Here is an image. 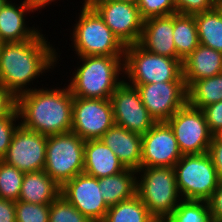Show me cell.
<instances>
[{"label": "cell", "instance_id": "1", "mask_svg": "<svg viewBox=\"0 0 222 222\" xmlns=\"http://www.w3.org/2000/svg\"><path fill=\"white\" fill-rule=\"evenodd\" d=\"M42 31L30 40L0 45V83L17 98L37 88L34 83L42 82L38 78L52 74L62 60L59 48Z\"/></svg>", "mask_w": 222, "mask_h": 222}, {"label": "cell", "instance_id": "2", "mask_svg": "<svg viewBox=\"0 0 222 222\" xmlns=\"http://www.w3.org/2000/svg\"><path fill=\"white\" fill-rule=\"evenodd\" d=\"M43 85L17 98L20 124L46 136L71 132L73 95L68 85Z\"/></svg>", "mask_w": 222, "mask_h": 222}, {"label": "cell", "instance_id": "3", "mask_svg": "<svg viewBox=\"0 0 222 222\" xmlns=\"http://www.w3.org/2000/svg\"><path fill=\"white\" fill-rule=\"evenodd\" d=\"M76 57L78 67L67 81L73 97L110 99L124 81V56Z\"/></svg>", "mask_w": 222, "mask_h": 222}, {"label": "cell", "instance_id": "4", "mask_svg": "<svg viewBox=\"0 0 222 222\" xmlns=\"http://www.w3.org/2000/svg\"><path fill=\"white\" fill-rule=\"evenodd\" d=\"M76 23L69 28L75 56H124L125 46L104 23L99 14L85 1L81 2Z\"/></svg>", "mask_w": 222, "mask_h": 222}, {"label": "cell", "instance_id": "5", "mask_svg": "<svg viewBox=\"0 0 222 222\" xmlns=\"http://www.w3.org/2000/svg\"><path fill=\"white\" fill-rule=\"evenodd\" d=\"M136 195L156 220H166L182 201L174 167H141Z\"/></svg>", "mask_w": 222, "mask_h": 222}, {"label": "cell", "instance_id": "6", "mask_svg": "<svg viewBox=\"0 0 222 222\" xmlns=\"http://www.w3.org/2000/svg\"><path fill=\"white\" fill-rule=\"evenodd\" d=\"M124 80L136 87L148 83L184 81L182 61L148 52L138 43L125 46Z\"/></svg>", "mask_w": 222, "mask_h": 222}, {"label": "cell", "instance_id": "7", "mask_svg": "<svg viewBox=\"0 0 222 222\" xmlns=\"http://www.w3.org/2000/svg\"><path fill=\"white\" fill-rule=\"evenodd\" d=\"M174 171L182 200L208 201L221 183L208 152L183 155Z\"/></svg>", "mask_w": 222, "mask_h": 222}, {"label": "cell", "instance_id": "8", "mask_svg": "<svg viewBox=\"0 0 222 222\" xmlns=\"http://www.w3.org/2000/svg\"><path fill=\"white\" fill-rule=\"evenodd\" d=\"M85 141L73 132L47 136L44 171L62 187L84 170Z\"/></svg>", "mask_w": 222, "mask_h": 222}, {"label": "cell", "instance_id": "9", "mask_svg": "<svg viewBox=\"0 0 222 222\" xmlns=\"http://www.w3.org/2000/svg\"><path fill=\"white\" fill-rule=\"evenodd\" d=\"M172 128L182 155L208 152L213 134L202 109L186 103L166 121Z\"/></svg>", "mask_w": 222, "mask_h": 222}, {"label": "cell", "instance_id": "10", "mask_svg": "<svg viewBox=\"0 0 222 222\" xmlns=\"http://www.w3.org/2000/svg\"><path fill=\"white\" fill-rule=\"evenodd\" d=\"M124 46L137 44L144 19L138 6L115 0H86Z\"/></svg>", "mask_w": 222, "mask_h": 222}, {"label": "cell", "instance_id": "11", "mask_svg": "<svg viewBox=\"0 0 222 222\" xmlns=\"http://www.w3.org/2000/svg\"><path fill=\"white\" fill-rule=\"evenodd\" d=\"M114 124L110 99L73 97L71 132L84 141L100 139Z\"/></svg>", "mask_w": 222, "mask_h": 222}, {"label": "cell", "instance_id": "12", "mask_svg": "<svg viewBox=\"0 0 222 222\" xmlns=\"http://www.w3.org/2000/svg\"><path fill=\"white\" fill-rule=\"evenodd\" d=\"M115 125L145 134L157 122L143 105L139 91L125 80L110 97Z\"/></svg>", "mask_w": 222, "mask_h": 222}, {"label": "cell", "instance_id": "13", "mask_svg": "<svg viewBox=\"0 0 222 222\" xmlns=\"http://www.w3.org/2000/svg\"><path fill=\"white\" fill-rule=\"evenodd\" d=\"M141 101L157 122L167 121L187 103L184 81H166L137 85Z\"/></svg>", "mask_w": 222, "mask_h": 222}, {"label": "cell", "instance_id": "14", "mask_svg": "<svg viewBox=\"0 0 222 222\" xmlns=\"http://www.w3.org/2000/svg\"><path fill=\"white\" fill-rule=\"evenodd\" d=\"M46 146V135L28 130L20 124L2 160L23 172L41 171L45 166Z\"/></svg>", "mask_w": 222, "mask_h": 222}, {"label": "cell", "instance_id": "15", "mask_svg": "<svg viewBox=\"0 0 222 222\" xmlns=\"http://www.w3.org/2000/svg\"><path fill=\"white\" fill-rule=\"evenodd\" d=\"M141 136V167H174L183 156L166 121L156 122Z\"/></svg>", "mask_w": 222, "mask_h": 222}, {"label": "cell", "instance_id": "16", "mask_svg": "<svg viewBox=\"0 0 222 222\" xmlns=\"http://www.w3.org/2000/svg\"><path fill=\"white\" fill-rule=\"evenodd\" d=\"M61 194L93 222H102L109 209L101 195L98 178L84 172L67 181L61 187Z\"/></svg>", "mask_w": 222, "mask_h": 222}, {"label": "cell", "instance_id": "17", "mask_svg": "<svg viewBox=\"0 0 222 222\" xmlns=\"http://www.w3.org/2000/svg\"><path fill=\"white\" fill-rule=\"evenodd\" d=\"M15 1V2H14ZM7 0L0 9V37L2 43L22 42L34 38L42 29L29 25L28 14L37 10L26 0ZM28 19V21H27ZM28 23V24H27Z\"/></svg>", "mask_w": 222, "mask_h": 222}, {"label": "cell", "instance_id": "18", "mask_svg": "<svg viewBox=\"0 0 222 222\" xmlns=\"http://www.w3.org/2000/svg\"><path fill=\"white\" fill-rule=\"evenodd\" d=\"M138 44L148 52L177 58L173 39V14L145 19Z\"/></svg>", "mask_w": 222, "mask_h": 222}, {"label": "cell", "instance_id": "19", "mask_svg": "<svg viewBox=\"0 0 222 222\" xmlns=\"http://www.w3.org/2000/svg\"><path fill=\"white\" fill-rule=\"evenodd\" d=\"M110 147L125 168H141L142 136L118 125H113L100 138Z\"/></svg>", "mask_w": 222, "mask_h": 222}, {"label": "cell", "instance_id": "20", "mask_svg": "<svg viewBox=\"0 0 222 222\" xmlns=\"http://www.w3.org/2000/svg\"><path fill=\"white\" fill-rule=\"evenodd\" d=\"M125 169L116 154L101 139L85 141L84 173L99 179L118 174Z\"/></svg>", "mask_w": 222, "mask_h": 222}, {"label": "cell", "instance_id": "21", "mask_svg": "<svg viewBox=\"0 0 222 222\" xmlns=\"http://www.w3.org/2000/svg\"><path fill=\"white\" fill-rule=\"evenodd\" d=\"M183 78L188 88L194 81L222 73V52L199 45L182 62Z\"/></svg>", "mask_w": 222, "mask_h": 222}, {"label": "cell", "instance_id": "22", "mask_svg": "<svg viewBox=\"0 0 222 222\" xmlns=\"http://www.w3.org/2000/svg\"><path fill=\"white\" fill-rule=\"evenodd\" d=\"M60 194L61 187L44 170L25 172L18 200L51 204Z\"/></svg>", "mask_w": 222, "mask_h": 222}, {"label": "cell", "instance_id": "23", "mask_svg": "<svg viewBox=\"0 0 222 222\" xmlns=\"http://www.w3.org/2000/svg\"><path fill=\"white\" fill-rule=\"evenodd\" d=\"M98 184L106 205L110 207L136 195L137 172L126 168L118 174L99 178Z\"/></svg>", "mask_w": 222, "mask_h": 222}, {"label": "cell", "instance_id": "24", "mask_svg": "<svg viewBox=\"0 0 222 222\" xmlns=\"http://www.w3.org/2000/svg\"><path fill=\"white\" fill-rule=\"evenodd\" d=\"M199 43L222 52V1L213 9L194 15Z\"/></svg>", "mask_w": 222, "mask_h": 222}, {"label": "cell", "instance_id": "25", "mask_svg": "<svg viewBox=\"0 0 222 222\" xmlns=\"http://www.w3.org/2000/svg\"><path fill=\"white\" fill-rule=\"evenodd\" d=\"M173 39L177 59L183 62L200 45L194 15L173 14Z\"/></svg>", "mask_w": 222, "mask_h": 222}, {"label": "cell", "instance_id": "26", "mask_svg": "<svg viewBox=\"0 0 222 222\" xmlns=\"http://www.w3.org/2000/svg\"><path fill=\"white\" fill-rule=\"evenodd\" d=\"M222 100V73L194 81L187 88V103L192 107H204Z\"/></svg>", "mask_w": 222, "mask_h": 222}, {"label": "cell", "instance_id": "27", "mask_svg": "<svg viewBox=\"0 0 222 222\" xmlns=\"http://www.w3.org/2000/svg\"><path fill=\"white\" fill-rule=\"evenodd\" d=\"M156 219L149 213L141 199L133 198L121 201L110 206L102 222H155Z\"/></svg>", "mask_w": 222, "mask_h": 222}, {"label": "cell", "instance_id": "28", "mask_svg": "<svg viewBox=\"0 0 222 222\" xmlns=\"http://www.w3.org/2000/svg\"><path fill=\"white\" fill-rule=\"evenodd\" d=\"M167 222H213L208 201L182 200Z\"/></svg>", "mask_w": 222, "mask_h": 222}, {"label": "cell", "instance_id": "29", "mask_svg": "<svg viewBox=\"0 0 222 222\" xmlns=\"http://www.w3.org/2000/svg\"><path fill=\"white\" fill-rule=\"evenodd\" d=\"M24 174L0 160V199L18 201Z\"/></svg>", "mask_w": 222, "mask_h": 222}, {"label": "cell", "instance_id": "30", "mask_svg": "<svg viewBox=\"0 0 222 222\" xmlns=\"http://www.w3.org/2000/svg\"><path fill=\"white\" fill-rule=\"evenodd\" d=\"M48 222H93L60 194L51 204Z\"/></svg>", "mask_w": 222, "mask_h": 222}, {"label": "cell", "instance_id": "31", "mask_svg": "<svg viewBox=\"0 0 222 222\" xmlns=\"http://www.w3.org/2000/svg\"><path fill=\"white\" fill-rule=\"evenodd\" d=\"M16 222H48L50 204L15 202Z\"/></svg>", "mask_w": 222, "mask_h": 222}, {"label": "cell", "instance_id": "32", "mask_svg": "<svg viewBox=\"0 0 222 222\" xmlns=\"http://www.w3.org/2000/svg\"><path fill=\"white\" fill-rule=\"evenodd\" d=\"M137 6L144 20L176 13V0H140Z\"/></svg>", "mask_w": 222, "mask_h": 222}, {"label": "cell", "instance_id": "33", "mask_svg": "<svg viewBox=\"0 0 222 222\" xmlns=\"http://www.w3.org/2000/svg\"><path fill=\"white\" fill-rule=\"evenodd\" d=\"M19 125L20 116L18 109L11 115L0 118V160L6 155L12 136Z\"/></svg>", "mask_w": 222, "mask_h": 222}, {"label": "cell", "instance_id": "34", "mask_svg": "<svg viewBox=\"0 0 222 222\" xmlns=\"http://www.w3.org/2000/svg\"><path fill=\"white\" fill-rule=\"evenodd\" d=\"M222 0H176V13L195 15L213 9Z\"/></svg>", "mask_w": 222, "mask_h": 222}, {"label": "cell", "instance_id": "35", "mask_svg": "<svg viewBox=\"0 0 222 222\" xmlns=\"http://www.w3.org/2000/svg\"><path fill=\"white\" fill-rule=\"evenodd\" d=\"M209 130L213 135H222V100L202 109Z\"/></svg>", "mask_w": 222, "mask_h": 222}, {"label": "cell", "instance_id": "36", "mask_svg": "<svg viewBox=\"0 0 222 222\" xmlns=\"http://www.w3.org/2000/svg\"><path fill=\"white\" fill-rule=\"evenodd\" d=\"M17 109V97L0 83V118L11 115Z\"/></svg>", "mask_w": 222, "mask_h": 222}, {"label": "cell", "instance_id": "37", "mask_svg": "<svg viewBox=\"0 0 222 222\" xmlns=\"http://www.w3.org/2000/svg\"><path fill=\"white\" fill-rule=\"evenodd\" d=\"M208 154L222 182V135H214L209 145Z\"/></svg>", "mask_w": 222, "mask_h": 222}, {"label": "cell", "instance_id": "38", "mask_svg": "<svg viewBox=\"0 0 222 222\" xmlns=\"http://www.w3.org/2000/svg\"><path fill=\"white\" fill-rule=\"evenodd\" d=\"M213 222H222V182L208 200Z\"/></svg>", "mask_w": 222, "mask_h": 222}, {"label": "cell", "instance_id": "39", "mask_svg": "<svg viewBox=\"0 0 222 222\" xmlns=\"http://www.w3.org/2000/svg\"><path fill=\"white\" fill-rule=\"evenodd\" d=\"M0 222H16L14 201L0 199Z\"/></svg>", "mask_w": 222, "mask_h": 222}, {"label": "cell", "instance_id": "40", "mask_svg": "<svg viewBox=\"0 0 222 222\" xmlns=\"http://www.w3.org/2000/svg\"><path fill=\"white\" fill-rule=\"evenodd\" d=\"M31 6H33L37 11H41L42 12V10L43 9H46V7H48V6H52V4H56V3H54V2H58V1H60L61 2V0H26ZM53 2V3H52ZM52 3V4H51Z\"/></svg>", "mask_w": 222, "mask_h": 222}, {"label": "cell", "instance_id": "41", "mask_svg": "<svg viewBox=\"0 0 222 222\" xmlns=\"http://www.w3.org/2000/svg\"><path fill=\"white\" fill-rule=\"evenodd\" d=\"M115 1L127 2L137 5L140 0H115Z\"/></svg>", "mask_w": 222, "mask_h": 222}, {"label": "cell", "instance_id": "42", "mask_svg": "<svg viewBox=\"0 0 222 222\" xmlns=\"http://www.w3.org/2000/svg\"><path fill=\"white\" fill-rule=\"evenodd\" d=\"M6 1H7V0H0V9H1V7L5 4Z\"/></svg>", "mask_w": 222, "mask_h": 222}, {"label": "cell", "instance_id": "43", "mask_svg": "<svg viewBox=\"0 0 222 222\" xmlns=\"http://www.w3.org/2000/svg\"><path fill=\"white\" fill-rule=\"evenodd\" d=\"M155 222H167L166 220H156Z\"/></svg>", "mask_w": 222, "mask_h": 222}]
</instances>
